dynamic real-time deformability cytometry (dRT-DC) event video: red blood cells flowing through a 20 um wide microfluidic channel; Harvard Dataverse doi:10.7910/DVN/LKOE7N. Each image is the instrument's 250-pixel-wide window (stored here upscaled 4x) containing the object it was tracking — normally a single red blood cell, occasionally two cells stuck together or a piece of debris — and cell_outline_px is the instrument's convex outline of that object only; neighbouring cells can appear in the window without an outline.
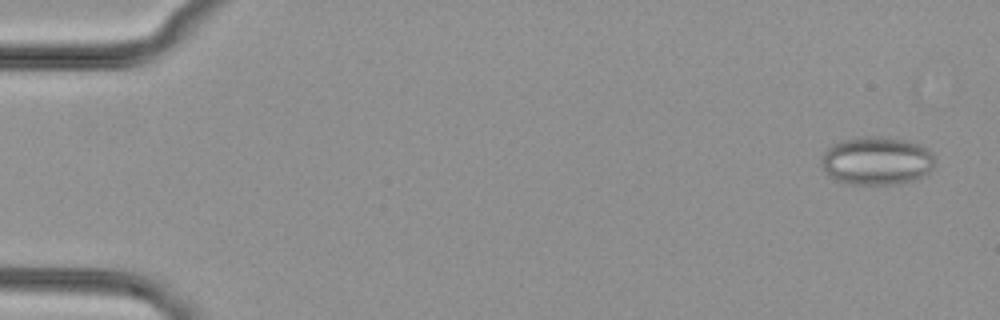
{"species": "common noctule bat (a hibernating species)", "species_latin": "Nyctalus noctula", "temperature_condition": "cold", "stored_images_in_passage": 17, "camera_frame_rate_fps": 3000, "um_per_image_px": 0.085, "animal": {"sex": "female", "body_mass_g": 29.2, "forearm_length_mm": 56.3}, "frame": {"image": 1, "passage_image": 3, "time_ms": 0.667, "image_size_px": [1000, 320], "cell_outline_px": [[936, 164], [928, 176], [904, 184], [848, 184], [836, 180], [828, 176], [820, 164], [820, 156], [832, 144], [840, 140], [860, 136], [888, 136], [908, 140], [920, 144], [928, 148], [936, 156]], "centroid_in_image_um": [74.58, 13.66], "position_along_channel_um": 10.4, "area_um2": 33.23}}